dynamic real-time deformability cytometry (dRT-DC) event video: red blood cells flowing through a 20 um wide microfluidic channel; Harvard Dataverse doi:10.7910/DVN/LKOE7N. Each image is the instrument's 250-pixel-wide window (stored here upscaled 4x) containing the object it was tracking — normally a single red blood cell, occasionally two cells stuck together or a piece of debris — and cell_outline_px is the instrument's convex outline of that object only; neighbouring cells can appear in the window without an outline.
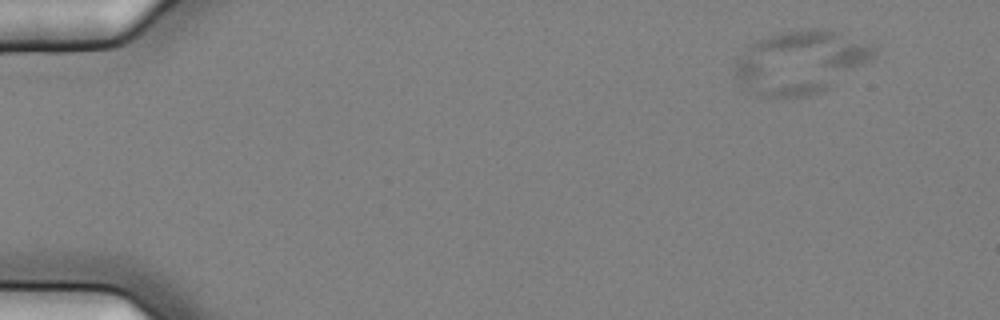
{"species": "common noctule bat (a hibernating species)", "species_latin": "Nyctalus noctula", "temperature_condition": "cold", "stored_images_in_passage": 10, "camera_frame_rate_fps": 3000, "um_per_image_px": 0.085, "animal": {"sex": "female", "body_mass_g": 25.1}, "frame": {"image": 1, "passage_image": 1, "time_ms": 0.0, "image_size_px": [1000, 320], "cell_outline_px": [[876, 56], [872, 60], [828, 88], [812, 96], [760, 96], [748, 92], [736, 80], [736, 64], [744, 52], [756, 40], [764, 36], [780, 32], [808, 28], [824, 28], [840, 32], [872, 44], [876, 48]], "centroid_in_image_um": [68.08, 5.26], "position_along_channel_um": 16.9, "area_um2": 51.15}}
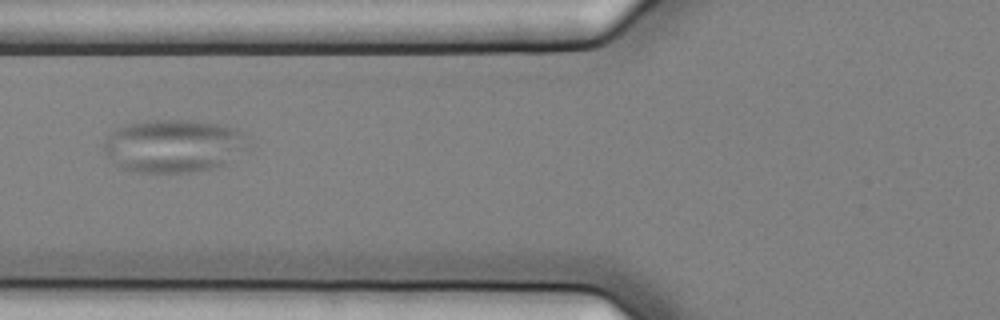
{"frame": {"image": 2, "passage_image": 6, "time_ms": 1.667, "image_size_px": [1000, 320], "cell_outline_px": [[252, 148], [228, 164], [212, 168], [192, 172], [132, 172], [120, 168], [116, 164], [104, 148], [104, 144], [108, 136], [112, 132], [124, 124], [148, 120], [188, 120], [224, 124], [236, 128], [248, 136]], "centroid_in_image_um": [14.89, 12.39], "position_along_channel_um": 110.9, "area_um2": 45.37}}